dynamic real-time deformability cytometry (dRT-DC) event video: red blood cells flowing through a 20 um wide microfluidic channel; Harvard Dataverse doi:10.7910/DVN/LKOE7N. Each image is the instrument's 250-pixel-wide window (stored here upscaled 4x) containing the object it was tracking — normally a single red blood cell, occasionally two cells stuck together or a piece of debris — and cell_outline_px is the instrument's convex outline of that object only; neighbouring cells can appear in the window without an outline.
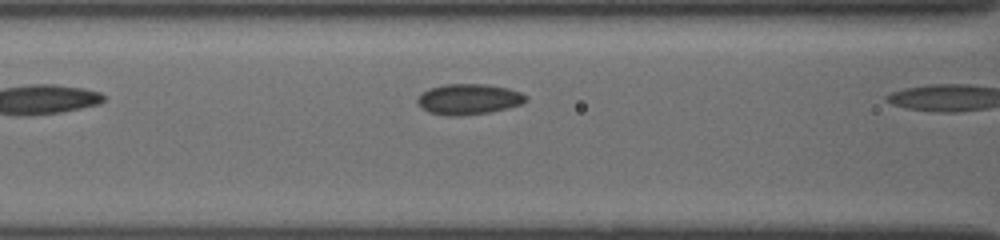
{"species": "common noctule bat (a hibernating species)", "species_latin": "Nyctalus noctula", "temperature_condition": "cold", "stored_images_in_passage": 10, "camera_frame_rate_fps": 3000, "um_per_image_px": 0.085, "animal": {"sex": "female", "body_mass_g": 19.5, "forearm_length_mm": 54.1}, "frame": {"image": 1, "passage_image": 7, "time_ms": 1.0, "image_size_px": [1000, 240], "cell_outline_px": [[528, 100], [520, 104], [508, 108], [488, 112], [460, 116], [448, 116], [428, 112], [416, 100], [428, 88], [444, 84], [488, 84], [508, 88], [520, 92], [528, 96]], "centroid_in_image_um": [39.87, 8.42], "position_along_channel_um": 126.7, "area_um2": 19.31}}